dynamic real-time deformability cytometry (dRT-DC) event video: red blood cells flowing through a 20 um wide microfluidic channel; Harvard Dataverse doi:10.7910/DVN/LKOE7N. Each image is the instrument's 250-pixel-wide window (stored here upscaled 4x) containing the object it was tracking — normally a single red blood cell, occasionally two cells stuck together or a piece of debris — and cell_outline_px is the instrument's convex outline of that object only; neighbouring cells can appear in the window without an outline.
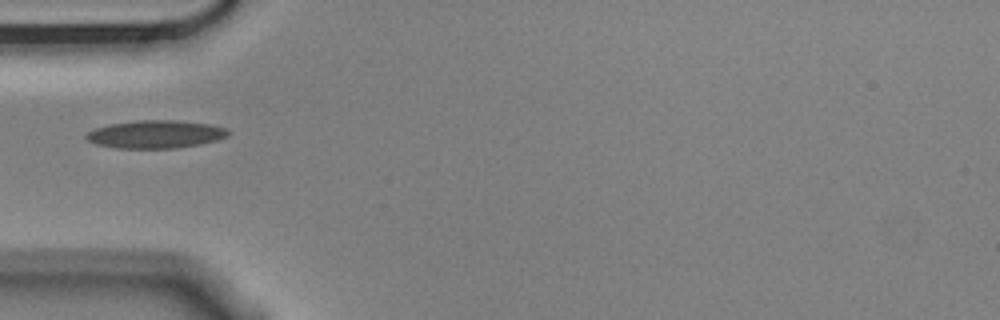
{"species": "Egyptian fruit bat (a non-hibernating species)", "species_latin": "Rousettus aegyptiacus", "temperature_condition": "cold", "stored_images_in_passage": 13, "camera_frame_rate_fps": 3000, "um_per_image_px": 0.085, "animal": {"sex": "male"}, "frame": {"image": 1, "passage_image": 3, "time_ms": 0.667, "image_size_px": [1000, 320], "cell_outline_px": [[228, 136], [216, 140], [200, 144], [176, 148], [116, 148], [96, 144], [88, 140], [84, 136], [88, 132], [96, 128], [108, 124], [136, 120], [176, 120], [208, 124], [224, 128], [228, 132]], "centroid_in_image_um": [13.18, 11.41], "position_along_channel_um": 71.8, "area_um2": 22.95}}
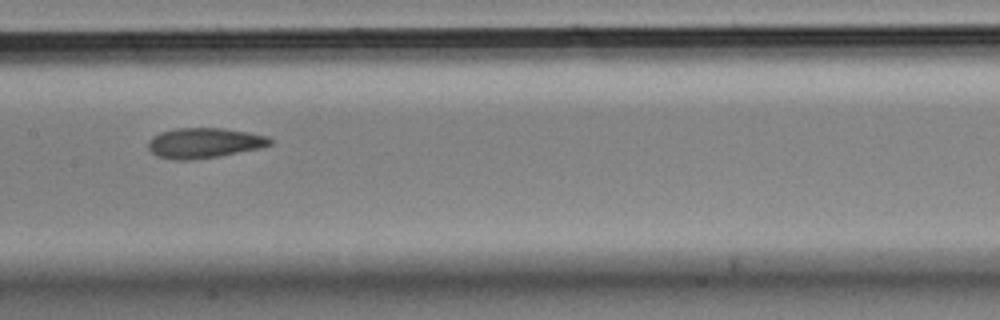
{"frame": {"image": 2, "passage_image": 6, "time_ms": 1.667, "image_size_px": [1000, 320], "cell_outline_px": [[272, 144], [260, 148], [220, 156], [188, 160], [176, 160], [156, 156], [148, 148], [148, 140], [152, 136], [160, 132], [176, 128], [220, 128], [268, 136], [272, 140]], "centroid_in_image_um": [17.32, 12.15], "position_along_channel_um": 190.1, "area_um2": 21.39}}
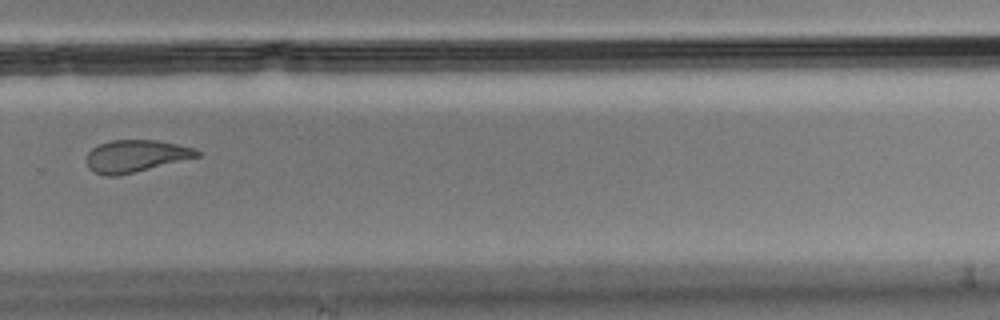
{"frame": {"image": 3, "passage_image": 9, "time_ms": 2.667, "image_size_px": [1000, 320], "cell_outline_px": [[200, 156], [136, 172], [116, 176], [108, 176], [96, 172], [88, 168], [88, 152], [92, 148], [100, 144], [112, 140], [156, 140], [176, 144], [192, 148], [200, 152]], "centroid_in_image_um": [11.54, 13.26], "position_along_channel_um": 318.3, "area_um2": 20.4}}